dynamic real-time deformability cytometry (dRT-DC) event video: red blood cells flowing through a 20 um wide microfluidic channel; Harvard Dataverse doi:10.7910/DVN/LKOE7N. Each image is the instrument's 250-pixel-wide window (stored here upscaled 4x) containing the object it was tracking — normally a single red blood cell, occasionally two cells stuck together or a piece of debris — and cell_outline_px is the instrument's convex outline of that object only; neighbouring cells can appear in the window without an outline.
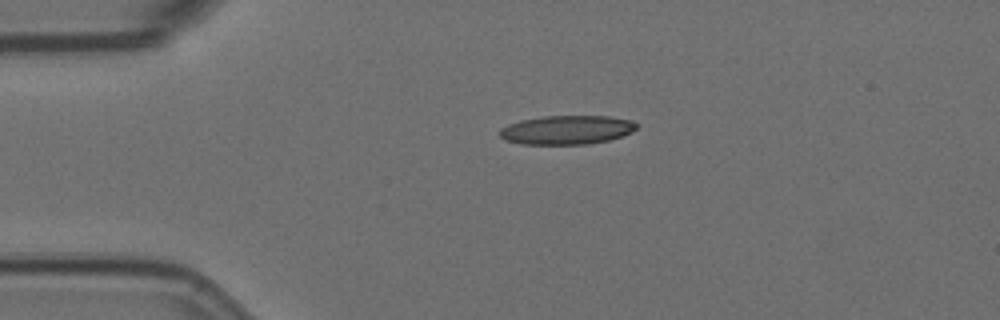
{"species": "Egyptian fruit bat (a non-hibernating species)", "species_latin": "Rousettus aegyptiacus", "temperature_condition": "room temperature", "stored_images_in_passage": 2, "camera_frame_rate_fps": 3000, "um_per_image_px": 0.085, "animal": {"sex": "female"}, "frame": {"image": 1, "passage_image": 1, "time_ms": 0.0, "image_size_px": [1000, 320], "cell_outline_px": [[636, 128], [632, 132], [624, 136], [608, 140], [588, 144], [520, 144], [504, 140], [500, 136], [500, 128], [508, 124], [520, 120], [544, 116], [608, 116], [632, 120], [636, 124]], "centroid_in_image_um": [48.16, 11.04], "position_along_channel_um": 36.8, "area_um2": 23.18}}